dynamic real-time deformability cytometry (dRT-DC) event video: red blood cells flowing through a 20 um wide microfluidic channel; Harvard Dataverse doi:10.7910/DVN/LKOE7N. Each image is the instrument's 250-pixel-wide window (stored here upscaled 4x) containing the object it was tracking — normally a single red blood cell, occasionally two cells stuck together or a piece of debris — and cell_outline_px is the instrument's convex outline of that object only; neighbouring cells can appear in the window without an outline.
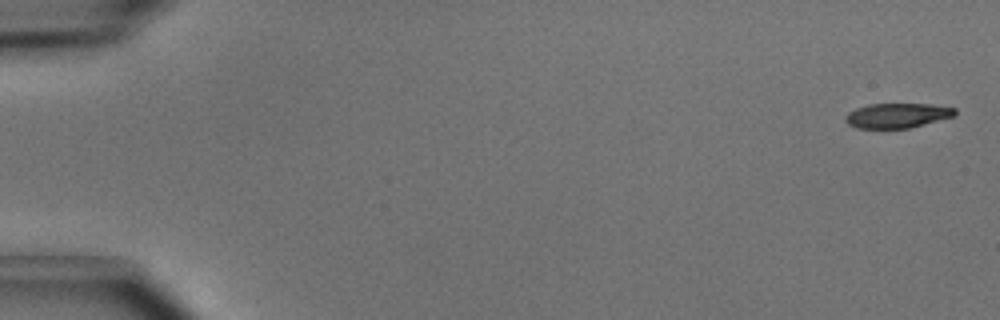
{"species": "common noctule bat (a hibernating species)", "species_latin": "Nyctalus noctula", "temperature_condition": "cold", "stored_images_in_passage": 5, "camera_frame_rate_fps": 3000, "um_per_image_px": 0.085, "animal": {"sex": "male", "body_mass_g": 15.6}, "frame": {"image": 1, "passage_image": 1, "time_ms": 0.0, "image_size_px": [1000, 320], "cell_outline_px": [[956, 116], [908, 128], [856, 128], [848, 124], [844, 120], [844, 116], [848, 112], [856, 108], [868, 104], [932, 104], [956, 108]], "centroid_in_image_um": [76.26, 9.81], "position_along_channel_um": 8.7, "area_um2": 15.9}}
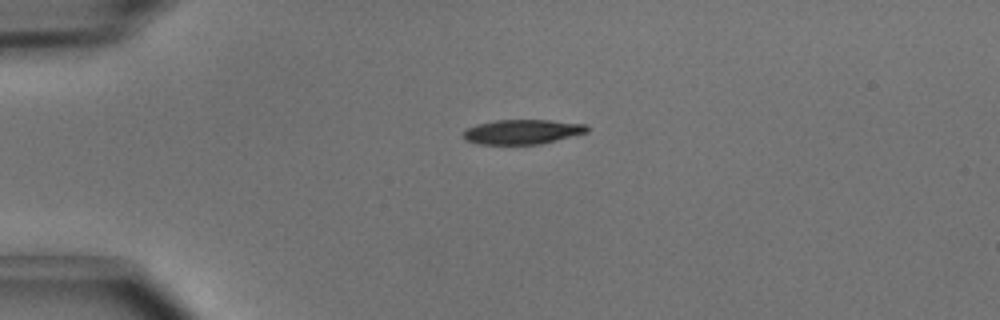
{"frame": {"image": 2, "passage_image": 4, "time_ms": 1.0, "image_size_px": [1000, 320], "cell_outline_px": [[588, 132], [540, 144], [476, 144], [464, 140], [464, 128], [476, 124], [496, 120], [548, 120], [584, 124], [588, 128]], "centroid_in_image_um": [44.34, 11.2], "position_along_channel_um": 40.7, "area_um2": 17.74}}